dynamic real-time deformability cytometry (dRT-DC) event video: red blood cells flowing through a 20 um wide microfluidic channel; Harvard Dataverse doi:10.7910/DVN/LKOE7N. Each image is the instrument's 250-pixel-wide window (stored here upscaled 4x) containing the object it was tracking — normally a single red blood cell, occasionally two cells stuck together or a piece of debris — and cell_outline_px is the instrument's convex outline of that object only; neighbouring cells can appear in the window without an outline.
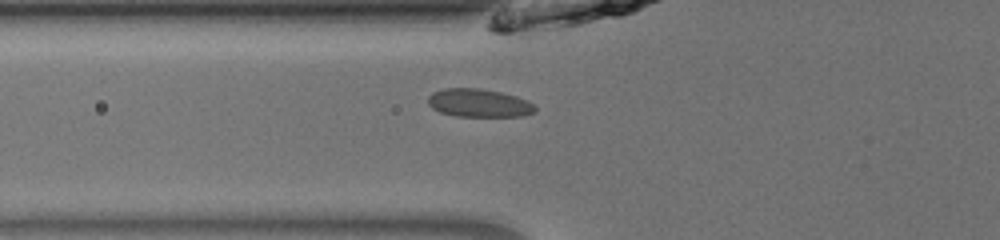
{"species": "common noctule bat (a hibernating species)", "species_latin": "Nyctalus noctula", "temperature_condition": "room temperature", "stored_images_in_passage": 35, "camera_frame_rate_fps": 3000, "um_per_image_px": 0.085, "animal": {"sex": "male", "body_mass_g": 13.0, "forearm_length_mm": 53.1}, "frame": {"image": 1, "passage_image": 3, "time_ms": 0.667, "image_size_px": [1000, 240], "cell_outline_px": [[536, 112], [520, 116], [456, 116], [440, 112], [432, 108], [428, 104], [428, 96], [432, 92], [444, 88], [480, 88], [500, 92], [516, 96], [528, 100], [536, 108]], "centroid_in_image_um": [40.69, 8.75], "position_along_channel_um": 85.1, "area_um2": 17.63}}
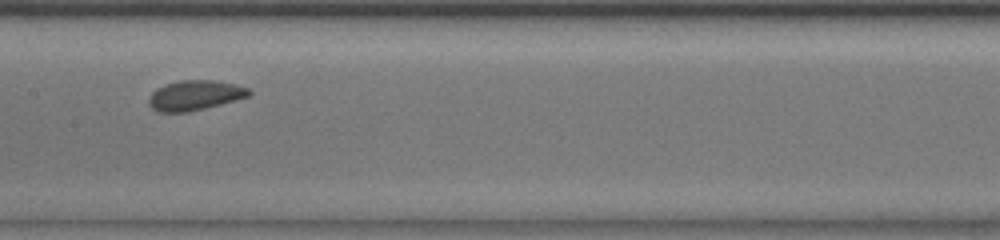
{"frame": {"image": 2, "passage_image": 11, "time_ms": 3.333, "image_size_px": [1000, 240], "cell_outline_px": [[252, 92], [248, 96], [236, 100], [188, 112], [160, 112], [152, 108], [148, 104], [148, 96], [156, 88], [164, 84], [180, 80], [216, 80], [236, 84], [248, 88]], "centroid_in_image_um": [16.54, 8.09], "position_along_channel_um": 190.9, "area_um2": 17.57}}
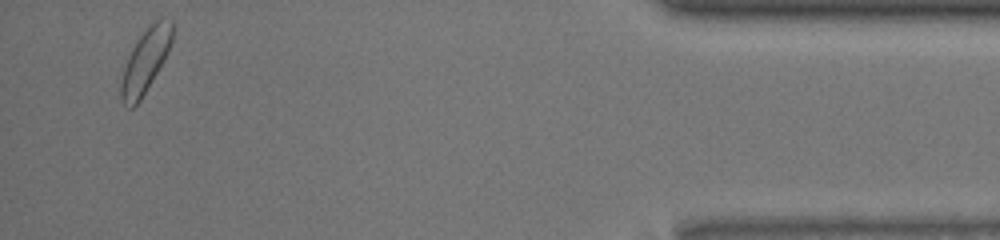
{"frame": {"image": 3, "passage_image": 33, "time_ms": 10.667, "image_size_px": [1000, 240], "cell_outline_px": [[172, 40], [168, 52], [164, 60], [140, 100], [132, 108], [128, 108], [120, 100], [120, 84], [124, 68], [128, 56], [132, 48], [148, 24], [152, 20], [172, 20]], "centroid_in_image_um": [12.34, 5.18], "position_along_channel_um": 422.9, "area_um2": 18.79}, "authors_computed_cell_mechanics": {"area_um2": 17.34, "velocity_mm_per_s": 3.9337, "shape_relaxation_time_tau1_ms": 1.6475, "shape_relaxation_time_tau2_ms": 1.8705, "deformation_change_tau1": 0.0705, "deformation_change_tau2": 0.0472}}